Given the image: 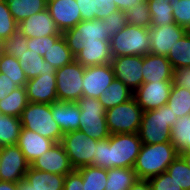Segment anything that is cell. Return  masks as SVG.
<instances>
[{
  "label": "cell",
  "mask_w": 190,
  "mask_h": 190,
  "mask_svg": "<svg viewBox=\"0 0 190 190\" xmlns=\"http://www.w3.org/2000/svg\"><path fill=\"white\" fill-rule=\"evenodd\" d=\"M80 109V131L97 141L107 139L111 134L106 122V110L99 99L82 96L76 101Z\"/></svg>",
  "instance_id": "8992f818"
},
{
  "label": "cell",
  "mask_w": 190,
  "mask_h": 190,
  "mask_svg": "<svg viewBox=\"0 0 190 190\" xmlns=\"http://www.w3.org/2000/svg\"><path fill=\"white\" fill-rule=\"evenodd\" d=\"M28 39L22 30L17 27L11 36L3 41V52L18 59L28 49Z\"/></svg>",
  "instance_id": "ab89813d"
},
{
  "label": "cell",
  "mask_w": 190,
  "mask_h": 190,
  "mask_svg": "<svg viewBox=\"0 0 190 190\" xmlns=\"http://www.w3.org/2000/svg\"><path fill=\"white\" fill-rule=\"evenodd\" d=\"M30 166L35 170L60 174L63 176H66L74 170L61 143H55Z\"/></svg>",
  "instance_id": "2e32d148"
},
{
  "label": "cell",
  "mask_w": 190,
  "mask_h": 190,
  "mask_svg": "<svg viewBox=\"0 0 190 190\" xmlns=\"http://www.w3.org/2000/svg\"><path fill=\"white\" fill-rule=\"evenodd\" d=\"M138 180L134 168L107 169V182L105 190H125Z\"/></svg>",
  "instance_id": "f1b7e54d"
},
{
  "label": "cell",
  "mask_w": 190,
  "mask_h": 190,
  "mask_svg": "<svg viewBox=\"0 0 190 190\" xmlns=\"http://www.w3.org/2000/svg\"><path fill=\"white\" fill-rule=\"evenodd\" d=\"M83 178V190H105L107 169L83 166L77 169Z\"/></svg>",
  "instance_id": "d590c367"
},
{
  "label": "cell",
  "mask_w": 190,
  "mask_h": 190,
  "mask_svg": "<svg viewBox=\"0 0 190 190\" xmlns=\"http://www.w3.org/2000/svg\"><path fill=\"white\" fill-rule=\"evenodd\" d=\"M22 128L34 131L55 143H60L63 133L53 119L51 104L29 102L20 116Z\"/></svg>",
  "instance_id": "277c9868"
},
{
  "label": "cell",
  "mask_w": 190,
  "mask_h": 190,
  "mask_svg": "<svg viewBox=\"0 0 190 190\" xmlns=\"http://www.w3.org/2000/svg\"><path fill=\"white\" fill-rule=\"evenodd\" d=\"M171 142L178 151H190V115L178 118L173 124Z\"/></svg>",
  "instance_id": "836d02e7"
},
{
  "label": "cell",
  "mask_w": 190,
  "mask_h": 190,
  "mask_svg": "<svg viewBox=\"0 0 190 190\" xmlns=\"http://www.w3.org/2000/svg\"><path fill=\"white\" fill-rule=\"evenodd\" d=\"M148 180L153 190H183L167 172L151 177Z\"/></svg>",
  "instance_id": "ee69618b"
},
{
  "label": "cell",
  "mask_w": 190,
  "mask_h": 190,
  "mask_svg": "<svg viewBox=\"0 0 190 190\" xmlns=\"http://www.w3.org/2000/svg\"><path fill=\"white\" fill-rule=\"evenodd\" d=\"M62 35H52L47 37H35L28 39V49L37 52L44 57L45 52L50 48L51 43H55Z\"/></svg>",
  "instance_id": "f6af8a7d"
},
{
  "label": "cell",
  "mask_w": 190,
  "mask_h": 190,
  "mask_svg": "<svg viewBox=\"0 0 190 190\" xmlns=\"http://www.w3.org/2000/svg\"><path fill=\"white\" fill-rule=\"evenodd\" d=\"M143 115L135 98L106 110V122L110 134L138 133Z\"/></svg>",
  "instance_id": "52a82bcc"
},
{
  "label": "cell",
  "mask_w": 190,
  "mask_h": 190,
  "mask_svg": "<svg viewBox=\"0 0 190 190\" xmlns=\"http://www.w3.org/2000/svg\"><path fill=\"white\" fill-rule=\"evenodd\" d=\"M112 57L144 56L150 52V32L148 28L130 24L110 38Z\"/></svg>",
  "instance_id": "5b68a950"
},
{
  "label": "cell",
  "mask_w": 190,
  "mask_h": 190,
  "mask_svg": "<svg viewBox=\"0 0 190 190\" xmlns=\"http://www.w3.org/2000/svg\"><path fill=\"white\" fill-rule=\"evenodd\" d=\"M103 21L110 37L121 31L127 24L125 11L122 10L114 11L107 18H104Z\"/></svg>",
  "instance_id": "7bdbcfd3"
},
{
  "label": "cell",
  "mask_w": 190,
  "mask_h": 190,
  "mask_svg": "<svg viewBox=\"0 0 190 190\" xmlns=\"http://www.w3.org/2000/svg\"><path fill=\"white\" fill-rule=\"evenodd\" d=\"M21 128L20 118L0 114V147L17 145Z\"/></svg>",
  "instance_id": "d6a6232c"
},
{
  "label": "cell",
  "mask_w": 190,
  "mask_h": 190,
  "mask_svg": "<svg viewBox=\"0 0 190 190\" xmlns=\"http://www.w3.org/2000/svg\"><path fill=\"white\" fill-rule=\"evenodd\" d=\"M28 103L26 88L17 87L6 98L0 100V114L20 118Z\"/></svg>",
  "instance_id": "83f0119b"
},
{
  "label": "cell",
  "mask_w": 190,
  "mask_h": 190,
  "mask_svg": "<svg viewBox=\"0 0 190 190\" xmlns=\"http://www.w3.org/2000/svg\"><path fill=\"white\" fill-rule=\"evenodd\" d=\"M173 69L190 66V31H187L167 54Z\"/></svg>",
  "instance_id": "1f68e13d"
},
{
  "label": "cell",
  "mask_w": 190,
  "mask_h": 190,
  "mask_svg": "<svg viewBox=\"0 0 190 190\" xmlns=\"http://www.w3.org/2000/svg\"><path fill=\"white\" fill-rule=\"evenodd\" d=\"M179 155L172 142L142 144L133 168L138 179H149L166 172Z\"/></svg>",
  "instance_id": "7a4b0ae2"
},
{
  "label": "cell",
  "mask_w": 190,
  "mask_h": 190,
  "mask_svg": "<svg viewBox=\"0 0 190 190\" xmlns=\"http://www.w3.org/2000/svg\"><path fill=\"white\" fill-rule=\"evenodd\" d=\"M116 10H118V8L116 4H114V0H93L95 19L103 20Z\"/></svg>",
  "instance_id": "bcb514c9"
},
{
  "label": "cell",
  "mask_w": 190,
  "mask_h": 190,
  "mask_svg": "<svg viewBox=\"0 0 190 190\" xmlns=\"http://www.w3.org/2000/svg\"><path fill=\"white\" fill-rule=\"evenodd\" d=\"M51 112L63 134L80 129V109L76 102L55 101Z\"/></svg>",
  "instance_id": "603a6c76"
},
{
  "label": "cell",
  "mask_w": 190,
  "mask_h": 190,
  "mask_svg": "<svg viewBox=\"0 0 190 190\" xmlns=\"http://www.w3.org/2000/svg\"><path fill=\"white\" fill-rule=\"evenodd\" d=\"M6 3L18 24L24 19L47 9V0H6Z\"/></svg>",
  "instance_id": "4316f807"
},
{
  "label": "cell",
  "mask_w": 190,
  "mask_h": 190,
  "mask_svg": "<svg viewBox=\"0 0 190 190\" xmlns=\"http://www.w3.org/2000/svg\"><path fill=\"white\" fill-rule=\"evenodd\" d=\"M173 83L176 86L190 90V66H184L174 70Z\"/></svg>",
  "instance_id": "7dc6e473"
},
{
  "label": "cell",
  "mask_w": 190,
  "mask_h": 190,
  "mask_svg": "<svg viewBox=\"0 0 190 190\" xmlns=\"http://www.w3.org/2000/svg\"><path fill=\"white\" fill-rule=\"evenodd\" d=\"M177 119L168 105L143 112L138 132L142 144L171 142V128Z\"/></svg>",
  "instance_id": "3957f363"
},
{
  "label": "cell",
  "mask_w": 190,
  "mask_h": 190,
  "mask_svg": "<svg viewBox=\"0 0 190 190\" xmlns=\"http://www.w3.org/2000/svg\"><path fill=\"white\" fill-rule=\"evenodd\" d=\"M151 14V27L166 26L175 23L170 0H147Z\"/></svg>",
  "instance_id": "4dcf8cb0"
},
{
  "label": "cell",
  "mask_w": 190,
  "mask_h": 190,
  "mask_svg": "<svg viewBox=\"0 0 190 190\" xmlns=\"http://www.w3.org/2000/svg\"><path fill=\"white\" fill-rule=\"evenodd\" d=\"M27 38L62 35L48 9L36 13L18 24Z\"/></svg>",
  "instance_id": "d6986e66"
},
{
  "label": "cell",
  "mask_w": 190,
  "mask_h": 190,
  "mask_svg": "<svg viewBox=\"0 0 190 190\" xmlns=\"http://www.w3.org/2000/svg\"><path fill=\"white\" fill-rule=\"evenodd\" d=\"M141 146L138 133L111 134L96 143V154L91 166L104 169L133 168Z\"/></svg>",
  "instance_id": "6da1fadb"
},
{
  "label": "cell",
  "mask_w": 190,
  "mask_h": 190,
  "mask_svg": "<svg viewBox=\"0 0 190 190\" xmlns=\"http://www.w3.org/2000/svg\"><path fill=\"white\" fill-rule=\"evenodd\" d=\"M167 105L178 118L190 115V90L173 83Z\"/></svg>",
  "instance_id": "e575fe53"
},
{
  "label": "cell",
  "mask_w": 190,
  "mask_h": 190,
  "mask_svg": "<svg viewBox=\"0 0 190 190\" xmlns=\"http://www.w3.org/2000/svg\"><path fill=\"white\" fill-rule=\"evenodd\" d=\"M30 167L17 145L0 147V180L19 183Z\"/></svg>",
  "instance_id": "8fae6325"
},
{
  "label": "cell",
  "mask_w": 190,
  "mask_h": 190,
  "mask_svg": "<svg viewBox=\"0 0 190 190\" xmlns=\"http://www.w3.org/2000/svg\"><path fill=\"white\" fill-rule=\"evenodd\" d=\"M129 190H153L148 179H138Z\"/></svg>",
  "instance_id": "f5cc1de1"
},
{
  "label": "cell",
  "mask_w": 190,
  "mask_h": 190,
  "mask_svg": "<svg viewBox=\"0 0 190 190\" xmlns=\"http://www.w3.org/2000/svg\"><path fill=\"white\" fill-rule=\"evenodd\" d=\"M144 1L145 0H114V4H116L118 10L126 12Z\"/></svg>",
  "instance_id": "816d5d0a"
},
{
  "label": "cell",
  "mask_w": 190,
  "mask_h": 190,
  "mask_svg": "<svg viewBox=\"0 0 190 190\" xmlns=\"http://www.w3.org/2000/svg\"><path fill=\"white\" fill-rule=\"evenodd\" d=\"M18 190H35L32 185H30L29 182H27L25 179H22L18 183Z\"/></svg>",
  "instance_id": "11a10c76"
},
{
  "label": "cell",
  "mask_w": 190,
  "mask_h": 190,
  "mask_svg": "<svg viewBox=\"0 0 190 190\" xmlns=\"http://www.w3.org/2000/svg\"><path fill=\"white\" fill-rule=\"evenodd\" d=\"M25 180L33 186L35 190H63L65 176L35 170L29 167Z\"/></svg>",
  "instance_id": "cb8c5ba5"
},
{
  "label": "cell",
  "mask_w": 190,
  "mask_h": 190,
  "mask_svg": "<svg viewBox=\"0 0 190 190\" xmlns=\"http://www.w3.org/2000/svg\"><path fill=\"white\" fill-rule=\"evenodd\" d=\"M97 142L80 130H75L64 133L60 143L63 145L72 167L78 169L93 164Z\"/></svg>",
  "instance_id": "30bf717a"
},
{
  "label": "cell",
  "mask_w": 190,
  "mask_h": 190,
  "mask_svg": "<svg viewBox=\"0 0 190 190\" xmlns=\"http://www.w3.org/2000/svg\"><path fill=\"white\" fill-rule=\"evenodd\" d=\"M78 4L82 20H94L93 0H76Z\"/></svg>",
  "instance_id": "681fc988"
},
{
  "label": "cell",
  "mask_w": 190,
  "mask_h": 190,
  "mask_svg": "<svg viewBox=\"0 0 190 190\" xmlns=\"http://www.w3.org/2000/svg\"><path fill=\"white\" fill-rule=\"evenodd\" d=\"M173 81L143 83L134 93L137 104L143 112L167 105Z\"/></svg>",
  "instance_id": "7c38bea8"
},
{
  "label": "cell",
  "mask_w": 190,
  "mask_h": 190,
  "mask_svg": "<svg viewBox=\"0 0 190 190\" xmlns=\"http://www.w3.org/2000/svg\"><path fill=\"white\" fill-rule=\"evenodd\" d=\"M18 86L6 74L0 73V100H3Z\"/></svg>",
  "instance_id": "f907efd6"
},
{
  "label": "cell",
  "mask_w": 190,
  "mask_h": 190,
  "mask_svg": "<svg viewBox=\"0 0 190 190\" xmlns=\"http://www.w3.org/2000/svg\"><path fill=\"white\" fill-rule=\"evenodd\" d=\"M115 78L135 92L143 84V56H117L111 60Z\"/></svg>",
  "instance_id": "4fadbf2b"
},
{
  "label": "cell",
  "mask_w": 190,
  "mask_h": 190,
  "mask_svg": "<svg viewBox=\"0 0 190 190\" xmlns=\"http://www.w3.org/2000/svg\"><path fill=\"white\" fill-rule=\"evenodd\" d=\"M43 59L49 62L55 69H60L75 60V57L67 46L65 38L61 36L55 43H51Z\"/></svg>",
  "instance_id": "f546056e"
},
{
  "label": "cell",
  "mask_w": 190,
  "mask_h": 190,
  "mask_svg": "<svg viewBox=\"0 0 190 190\" xmlns=\"http://www.w3.org/2000/svg\"><path fill=\"white\" fill-rule=\"evenodd\" d=\"M3 53V41L0 39V54Z\"/></svg>",
  "instance_id": "6f0895ef"
},
{
  "label": "cell",
  "mask_w": 190,
  "mask_h": 190,
  "mask_svg": "<svg viewBox=\"0 0 190 190\" xmlns=\"http://www.w3.org/2000/svg\"><path fill=\"white\" fill-rule=\"evenodd\" d=\"M176 24L190 31V0H170Z\"/></svg>",
  "instance_id": "b9f144b4"
},
{
  "label": "cell",
  "mask_w": 190,
  "mask_h": 190,
  "mask_svg": "<svg viewBox=\"0 0 190 190\" xmlns=\"http://www.w3.org/2000/svg\"><path fill=\"white\" fill-rule=\"evenodd\" d=\"M133 93L122 81L115 78L98 99L104 109L108 110L133 98Z\"/></svg>",
  "instance_id": "484cf974"
},
{
  "label": "cell",
  "mask_w": 190,
  "mask_h": 190,
  "mask_svg": "<svg viewBox=\"0 0 190 190\" xmlns=\"http://www.w3.org/2000/svg\"><path fill=\"white\" fill-rule=\"evenodd\" d=\"M0 190H18V183L0 180Z\"/></svg>",
  "instance_id": "db71d44e"
},
{
  "label": "cell",
  "mask_w": 190,
  "mask_h": 190,
  "mask_svg": "<svg viewBox=\"0 0 190 190\" xmlns=\"http://www.w3.org/2000/svg\"><path fill=\"white\" fill-rule=\"evenodd\" d=\"M85 66L73 60L56 69V92L58 101L76 102L83 95L82 79Z\"/></svg>",
  "instance_id": "9c48e42d"
},
{
  "label": "cell",
  "mask_w": 190,
  "mask_h": 190,
  "mask_svg": "<svg viewBox=\"0 0 190 190\" xmlns=\"http://www.w3.org/2000/svg\"><path fill=\"white\" fill-rule=\"evenodd\" d=\"M62 36L74 57L83 49L84 43L110 41L111 38L104 21L100 19L82 20L74 28L64 31Z\"/></svg>",
  "instance_id": "ba28073f"
},
{
  "label": "cell",
  "mask_w": 190,
  "mask_h": 190,
  "mask_svg": "<svg viewBox=\"0 0 190 190\" xmlns=\"http://www.w3.org/2000/svg\"><path fill=\"white\" fill-rule=\"evenodd\" d=\"M18 61L28 80L44 73L56 72L49 62L44 61L43 57L33 50L27 49L18 58Z\"/></svg>",
  "instance_id": "d4e9b609"
},
{
  "label": "cell",
  "mask_w": 190,
  "mask_h": 190,
  "mask_svg": "<svg viewBox=\"0 0 190 190\" xmlns=\"http://www.w3.org/2000/svg\"><path fill=\"white\" fill-rule=\"evenodd\" d=\"M173 74L174 69L166 56L150 53L143 56V83L173 81Z\"/></svg>",
  "instance_id": "ffe728a7"
},
{
  "label": "cell",
  "mask_w": 190,
  "mask_h": 190,
  "mask_svg": "<svg viewBox=\"0 0 190 190\" xmlns=\"http://www.w3.org/2000/svg\"><path fill=\"white\" fill-rule=\"evenodd\" d=\"M126 23L137 27H151V14L148 9L147 0L137 4L132 9L125 12Z\"/></svg>",
  "instance_id": "f35d334b"
},
{
  "label": "cell",
  "mask_w": 190,
  "mask_h": 190,
  "mask_svg": "<svg viewBox=\"0 0 190 190\" xmlns=\"http://www.w3.org/2000/svg\"><path fill=\"white\" fill-rule=\"evenodd\" d=\"M17 27L18 23L9 11L6 0H0V39H8Z\"/></svg>",
  "instance_id": "60d3db41"
},
{
  "label": "cell",
  "mask_w": 190,
  "mask_h": 190,
  "mask_svg": "<svg viewBox=\"0 0 190 190\" xmlns=\"http://www.w3.org/2000/svg\"><path fill=\"white\" fill-rule=\"evenodd\" d=\"M63 190H83V178L77 169L65 176Z\"/></svg>",
  "instance_id": "c3c4849f"
},
{
  "label": "cell",
  "mask_w": 190,
  "mask_h": 190,
  "mask_svg": "<svg viewBox=\"0 0 190 190\" xmlns=\"http://www.w3.org/2000/svg\"><path fill=\"white\" fill-rule=\"evenodd\" d=\"M166 172L183 190H190V169L180 155L167 167Z\"/></svg>",
  "instance_id": "74e56055"
},
{
  "label": "cell",
  "mask_w": 190,
  "mask_h": 190,
  "mask_svg": "<svg viewBox=\"0 0 190 190\" xmlns=\"http://www.w3.org/2000/svg\"><path fill=\"white\" fill-rule=\"evenodd\" d=\"M54 144V141L25 128H21L17 142V146L21 149L30 165Z\"/></svg>",
  "instance_id": "44dd1931"
},
{
  "label": "cell",
  "mask_w": 190,
  "mask_h": 190,
  "mask_svg": "<svg viewBox=\"0 0 190 190\" xmlns=\"http://www.w3.org/2000/svg\"><path fill=\"white\" fill-rule=\"evenodd\" d=\"M179 153L190 169V151H179Z\"/></svg>",
  "instance_id": "9f6ffc18"
},
{
  "label": "cell",
  "mask_w": 190,
  "mask_h": 190,
  "mask_svg": "<svg viewBox=\"0 0 190 190\" xmlns=\"http://www.w3.org/2000/svg\"><path fill=\"white\" fill-rule=\"evenodd\" d=\"M114 79L115 73L111 63L85 67L82 79V96L98 99Z\"/></svg>",
  "instance_id": "5bb4252c"
},
{
  "label": "cell",
  "mask_w": 190,
  "mask_h": 190,
  "mask_svg": "<svg viewBox=\"0 0 190 190\" xmlns=\"http://www.w3.org/2000/svg\"><path fill=\"white\" fill-rule=\"evenodd\" d=\"M150 54L167 56L187 30L176 23L166 26L150 27Z\"/></svg>",
  "instance_id": "9a60e30c"
},
{
  "label": "cell",
  "mask_w": 190,
  "mask_h": 190,
  "mask_svg": "<svg viewBox=\"0 0 190 190\" xmlns=\"http://www.w3.org/2000/svg\"><path fill=\"white\" fill-rule=\"evenodd\" d=\"M47 9L61 33L82 21L76 0H47Z\"/></svg>",
  "instance_id": "ac0fdd59"
},
{
  "label": "cell",
  "mask_w": 190,
  "mask_h": 190,
  "mask_svg": "<svg viewBox=\"0 0 190 190\" xmlns=\"http://www.w3.org/2000/svg\"><path fill=\"white\" fill-rule=\"evenodd\" d=\"M110 41L84 43L75 60L85 67L105 65L112 60Z\"/></svg>",
  "instance_id": "7402d4cb"
},
{
  "label": "cell",
  "mask_w": 190,
  "mask_h": 190,
  "mask_svg": "<svg viewBox=\"0 0 190 190\" xmlns=\"http://www.w3.org/2000/svg\"><path fill=\"white\" fill-rule=\"evenodd\" d=\"M0 73L6 74L18 87H25L28 81L18 59L4 52L0 54Z\"/></svg>",
  "instance_id": "8d00e7d4"
},
{
  "label": "cell",
  "mask_w": 190,
  "mask_h": 190,
  "mask_svg": "<svg viewBox=\"0 0 190 190\" xmlns=\"http://www.w3.org/2000/svg\"><path fill=\"white\" fill-rule=\"evenodd\" d=\"M55 73H44L27 81L25 88L28 102L52 104L58 101Z\"/></svg>",
  "instance_id": "e0dca14e"
}]
</instances>
